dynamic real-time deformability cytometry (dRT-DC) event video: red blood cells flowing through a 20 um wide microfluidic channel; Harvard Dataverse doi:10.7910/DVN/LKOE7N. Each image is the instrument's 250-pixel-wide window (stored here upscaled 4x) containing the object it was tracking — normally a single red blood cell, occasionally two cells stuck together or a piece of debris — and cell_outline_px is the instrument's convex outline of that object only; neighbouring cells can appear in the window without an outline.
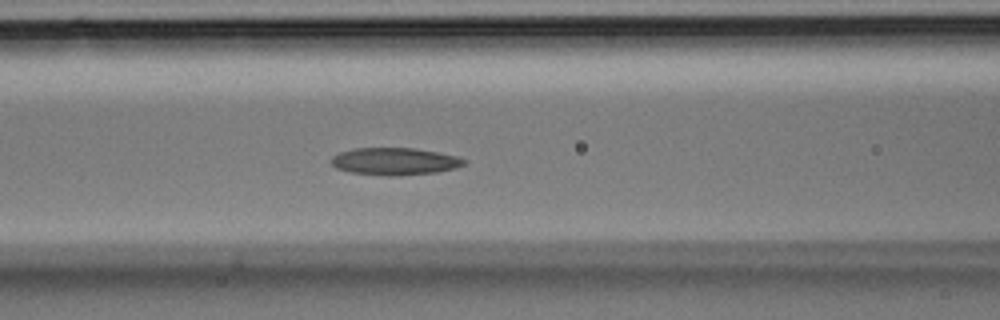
{"species": "Egyptian fruit bat (a non-hibernating species)", "species_latin": "Rousettus aegyptiacus", "temperature_condition": "room temperature", "stored_images_in_passage": 32, "camera_frame_rate_fps": 3000, "um_per_image_px": 0.085, "animal": {"sex": "male"}, "frame": {"image": 1, "passage_image": 11, "time_ms": 3.333, "image_size_px": [1000, 320], "cell_outline_px": [[468, 160], [464, 164], [456, 168], [436, 172], [388, 176], [352, 172], [336, 168], [332, 164], [332, 156], [340, 152], [352, 148], [416, 148], [456, 156]], "centroid_in_image_um": [33.55, 13.7], "position_along_channel_um": 133.0, "area_um2": 20.92}}
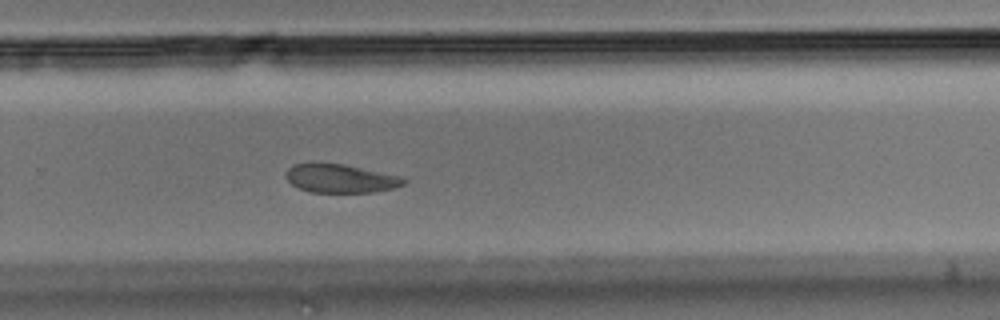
{"frame": {"image": 2, "passage_image": 20, "time_ms": 6.333, "image_size_px": [1000, 320], "cell_outline_px": [[408, 180], [404, 184], [392, 188], [372, 192], [312, 192], [300, 188], [292, 184], [284, 176], [288, 168], [292, 164], [344, 164], [404, 176]], "centroid_in_image_um": [28.99, 15.17], "position_along_channel_um": 300.8, "area_um2": 19.48}}
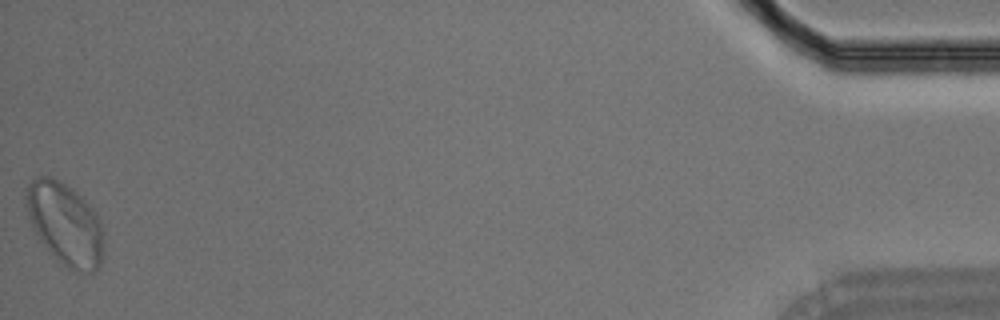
{"frame": {"image": 3, "passage_image": 32, "time_ms": 10.333, "image_size_px": [1000, 320], "cell_outline_px": [[100, 264], [92, 272], [72, 272], [48, 252], [32, 228], [24, 204], [24, 192], [28, 184], [36, 176], [48, 176], [60, 180], [72, 188], [96, 212], [100, 224]], "centroid_in_image_um": [5.44, 19.0], "position_along_channel_um": 429.8, "area_um2": 36.99}}